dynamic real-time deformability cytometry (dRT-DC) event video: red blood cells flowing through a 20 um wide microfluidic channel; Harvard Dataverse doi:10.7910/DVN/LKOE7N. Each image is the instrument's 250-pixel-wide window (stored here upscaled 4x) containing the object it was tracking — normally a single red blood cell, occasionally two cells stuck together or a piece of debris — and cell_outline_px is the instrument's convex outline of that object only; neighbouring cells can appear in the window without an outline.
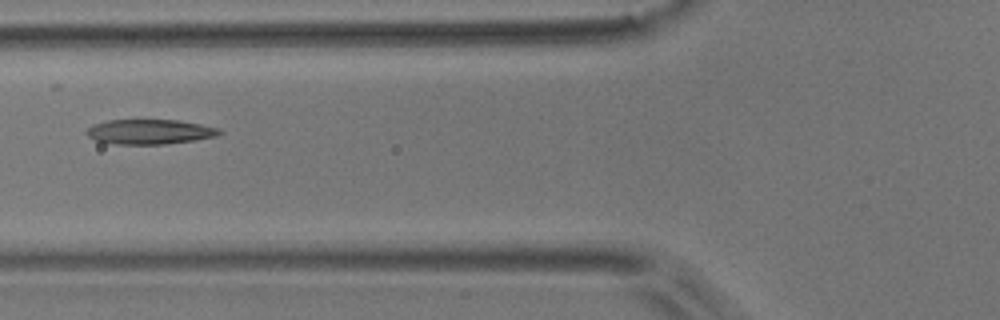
{"species": "common noctule bat (a hibernating species)", "species_latin": "Nyctalus noctula", "temperature_condition": "room temperature", "stored_images_in_passage": 5, "camera_frame_rate_fps": 3000, "um_per_image_px": 0.085, "animal": {"sex": "male", "body_mass_g": 17.9}, "frame": {"image": 1, "passage_image": 2, "time_ms": 0.333, "image_size_px": [1000, 320], "cell_outline_px": [[224, 132], [216, 136], [196, 140], [164, 144], [116, 144], [96, 140], [88, 136], [84, 132], [92, 124], [108, 120], [176, 120], [200, 124], [220, 128]], "centroid_in_image_um": [12.73, 11.2], "position_along_channel_um": 113.1, "area_um2": 19.25}}
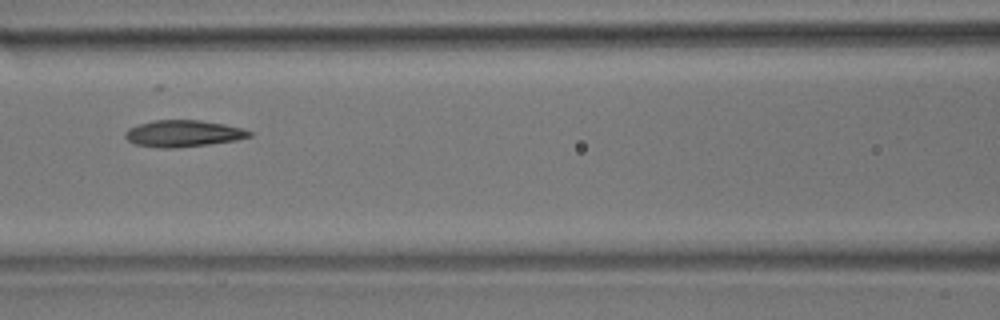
{"frame": {"image": 2, "passage_image": 3, "time_ms": 0.667, "image_size_px": [1000, 320], "cell_outline_px": [[252, 136], [236, 140], [208, 144], [176, 148], [160, 148], [136, 144], [128, 140], [124, 136], [124, 132], [128, 128], [140, 124], [156, 120], [200, 120], [224, 124], [240, 128], [252, 132]], "centroid_in_image_um": [15.56, 11.35], "position_along_channel_um": 151.0, "area_um2": 19.13}}
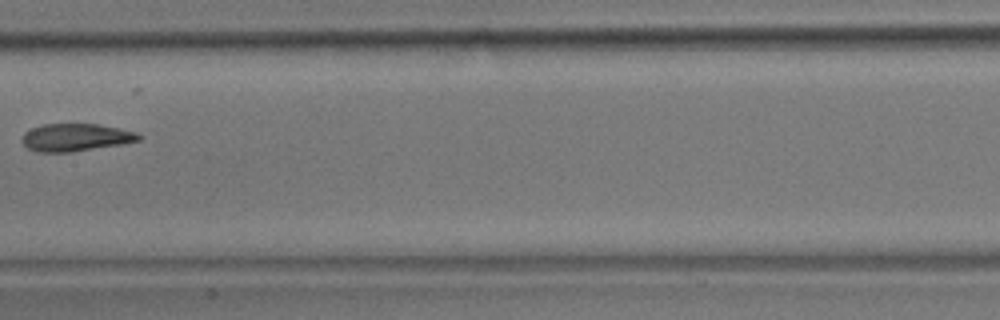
{"frame": {"image": 3, "passage_image": 4, "time_ms": 1.0, "image_size_px": [1000, 320], "cell_outline_px": [[144, 136], [140, 140], [120, 144], [72, 152], [36, 152], [28, 148], [20, 140], [24, 132], [32, 128], [44, 124], [96, 124], [120, 128], [136, 132]], "centroid_in_image_um": [6.42, 11.68], "position_along_channel_um": 201.0, "area_um2": 18.79}}